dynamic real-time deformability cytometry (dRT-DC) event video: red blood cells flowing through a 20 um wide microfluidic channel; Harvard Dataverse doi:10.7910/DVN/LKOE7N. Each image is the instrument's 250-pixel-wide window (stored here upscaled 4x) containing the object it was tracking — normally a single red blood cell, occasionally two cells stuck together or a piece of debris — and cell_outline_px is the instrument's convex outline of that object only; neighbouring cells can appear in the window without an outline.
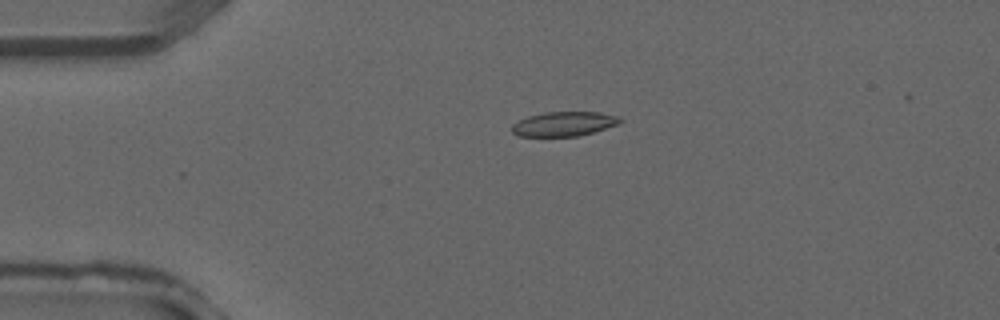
{"species": "common noctule bat (a hibernating species)", "species_latin": "Nyctalus noctula", "temperature_condition": "warm", "stored_images_in_passage": 29, "camera_frame_rate_fps": 3000, "um_per_image_px": 0.085, "animal": {"sex": "male", "forearm_length_mm": 52.5}, "frame": {"image": 1, "passage_image": 1, "time_ms": 0.0, "image_size_px": [1000, 320], "cell_outline_px": [[624, 120], [620, 124], [592, 132], [576, 136], [516, 136], [512, 132], [512, 124], [528, 116], [544, 112], [600, 112], [620, 116]], "centroid_in_image_um": [47.97, 10.52], "position_along_channel_um": 37.0, "area_um2": 15.49}}
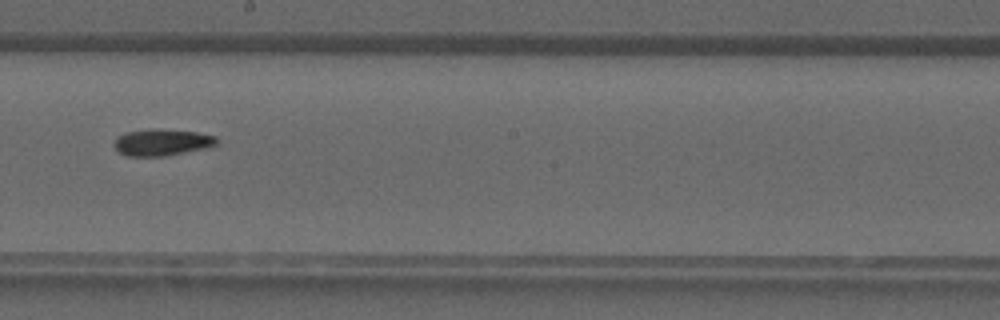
{"frame": {"image": 2, "passage_image": 14, "time_ms": 4.333, "image_size_px": [1000, 320], "cell_outline_px": [[220, 140], [216, 144], [208, 148], [164, 156], [128, 156], [120, 152], [112, 144], [116, 136], [124, 132], [148, 128], [160, 128], [196, 132], [216, 136]], "centroid_in_image_um": [13.75, 12.08], "position_along_channel_um": 234.4, "area_um2": 16.3}}
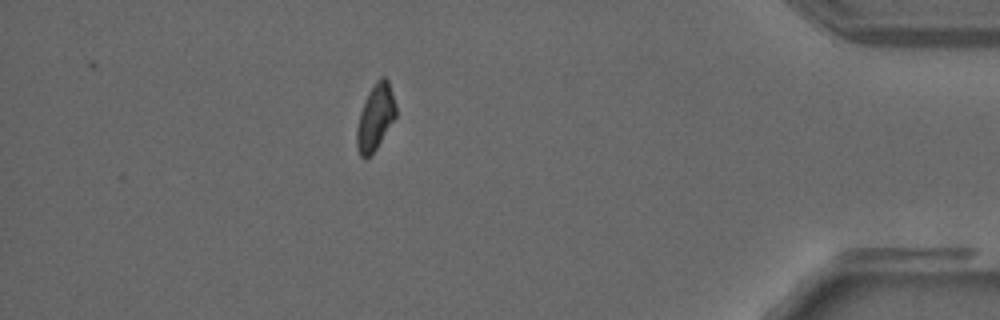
{"frame": {"image": 3, "passage_image": 26, "time_ms": 8.333, "image_size_px": [1000, 320], "cell_outline_px": [[396, 116], [376, 148], [368, 156], [360, 156], [356, 144], [356, 128], [360, 112], [364, 100], [368, 92], [376, 80], [380, 76], [384, 76], [388, 80], [392, 92], [396, 108]], "centroid_in_image_um": [31.89, 9.91], "position_along_channel_um": 403.3, "area_um2": 14.85}}